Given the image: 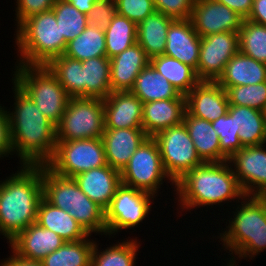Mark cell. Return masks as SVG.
Listing matches in <instances>:
<instances>
[{
    "label": "cell",
    "mask_w": 266,
    "mask_h": 266,
    "mask_svg": "<svg viewBox=\"0 0 266 266\" xmlns=\"http://www.w3.org/2000/svg\"><path fill=\"white\" fill-rule=\"evenodd\" d=\"M12 83L14 106L6 110L13 152L20 158L19 164L45 165L56 150V126L14 81Z\"/></svg>",
    "instance_id": "cell-1"
},
{
    "label": "cell",
    "mask_w": 266,
    "mask_h": 266,
    "mask_svg": "<svg viewBox=\"0 0 266 266\" xmlns=\"http://www.w3.org/2000/svg\"><path fill=\"white\" fill-rule=\"evenodd\" d=\"M42 198V165L20 164L15 174L0 181V235L7 243L36 223Z\"/></svg>",
    "instance_id": "cell-2"
},
{
    "label": "cell",
    "mask_w": 266,
    "mask_h": 266,
    "mask_svg": "<svg viewBox=\"0 0 266 266\" xmlns=\"http://www.w3.org/2000/svg\"><path fill=\"white\" fill-rule=\"evenodd\" d=\"M173 191L177 210L186 211L238 203L245 196L228 161L204 162L178 180Z\"/></svg>",
    "instance_id": "cell-3"
},
{
    "label": "cell",
    "mask_w": 266,
    "mask_h": 266,
    "mask_svg": "<svg viewBox=\"0 0 266 266\" xmlns=\"http://www.w3.org/2000/svg\"><path fill=\"white\" fill-rule=\"evenodd\" d=\"M235 204L233 218L231 215L229 224L226 221V228L217 237L223 243L221 249L232 255L224 266H237L238 258L253 260L266 249V197L244 196Z\"/></svg>",
    "instance_id": "cell-4"
},
{
    "label": "cell",
    "mask_w": 266,
    "mask_h": 266,
    "mask_svg": "<svg viewBox=\"0 0 266 266\" xmlns=\"http://www.w3.org/2000/svg\"><path fill=\"white\" fill-rule=\"evenodd\" d=\"M15 33L16 53H19L16 65L46 66L62 56L68 44L61 36L52 9L28 17L16 27Z\"/></svg>",
    "instance_id": "cell-5"
},
{
    "label": "cell",
    "mask_w": 266,
    "mask_h": 266,
    "mask_svg": "<svg viewBox=\"0 0 266 266\" xmlns=\"http://www.w3.org/2000/svg\"><path fill=\"white\" fill-rule=\"evenodd\" d=\"M43 198L68 212L89 234L106 235L105 210L89 199L74 178L55 174L42 165Z\"/></svg>",
    "instance_id": "cell-6"
},
{
    "label": "cell",
    "mask_w": 266,
    "mask_h": 266,
    "mask_svg": "<svg viewBox=\"0 0 266 266\" xmlns=\"http://www.w3.org/2000/svg\"><path fill=\"white\" fill-rule=\"evenodd\" d=\"M13 80L55 126L70 97L46 66L15 65Z\"/></svg>",
    "instance_id": "cell-7"
},
{
    "label": "cell",
    "mask_w": 266,
    "mask_h": 266,
    "mask_svg": "<svg viewBox=\"0 0 266 266\" xmlns=\"http://www.w3.org/2000/svg\"><path fill=\"white\" fill-rule=\"evenodd\" d=\"M105 130L104 102L96 97H70L56 125L57 141L102 138Z\"/></svg>",
    "instance_id": "cell-8"
},
{
    "label": "cell",
    "mask_w": 266,
    "mask_h": 266,
    "mask_svg": "<svg viewBox=\"0 0 266 266\" xmlns=\"http://www.w3.org/2000/svg\"><path fill=\"white\" fill-rule=\"evenodd\" d=\"M121 183L158 197L165 180L175 183L166 174L158 144L153 137H147L131 156L128 164L120 172ZM164 180V181H163Z\"/></svg>",
    "instance_id": "cell-9"
},
{
    "label": "cell",
    "mask_w": 266,
    "mask_h": 266,
    "mask_svg": "<svg viewBox=\"0 0 266 266\" xmlns=\"http://www.w3.org/2000/svg\"><path fill=\"white\" fill-rule=\"evenodd\" d=\"M45 165L55 174L70 178L105 166L102 138L57 141L54 155Z\"/></svg>",
    "instance_id": "cell-10"
},
{
    "label": "cell",
    "mask_w": 266,
    "mask_h": 266,
    "mask_svg": "<svg viewBox=\"0 0 266 266\" xmlns=\"http://www.w3.org/2000/svg\"><path fill=\"white\" fill-rule=\"evenodd\" d=\"M153 138L158 144L163 168L174 183L204 163L196 152L184 122L159 132Z\"/></svg>",
    "instance_id": "cell-11"
},
{
    "label": "cell",
    "mask_w": 266,
    "mask_h": 266,
    "mask_svg": "<svg viewBox=\"0 0 266 266\" xmlns=\"http://www.w3.org/2000/svg\"><path fill=\"white\" fill-rule=\"evenodd\" d=\"M154 195L121 183L105 210L106 236L121 232L120 230L138 227L151 211Z\"/></svg>",
    "instance_id": "cell-12"
},
{
    "label": "cell",
    "mask_w": 266,
    "mask_h": 266,
    "mask_svg": "<svg viewBox=\"0 0 266 266\" xmlns=\"http://www.w3.org/2000/svg\"><path fill=\"white\" fill-rule=\"evenodd\" d=\"M229 164L245 196L266 197V144L245 146Z\"/></svg>",
    "instance_id": "cell-13"
},
{
    "label": "cell",
    "mask_w": 266,
    "mask_h": 266,
    "mask_svg": "<svg viewBox=\"0 0 266 266\" xmlns=\"http://www.w3.org/2000/svg\"><path fill=\"white\" fill-rule=\"evenodd\" d=\"M239 52L238 32L201 37L196 75L200 81H217L228 61Z\"/></svg>",
    "instance_id": "cell-14"
},
{
    "label": "cell",
    "mask_w": 266,
    "mask_h": 266,
    "mask_svg": "<svg viewBox=\"0 0 266 266\" xmlns=\"http://www.w3.org/2000/svg\"><path fill=\"white\" fill-rule=\"evenodd\" d=\"M200 37L223 32H239L244 18L216 0H196L190 18Z\"/></svg>",
    "instance_id": "cell-15"
},
{
    "label": "cell",
    "mask_w": 266,
    "mask_h": 266,
    "mask_svg": "<svg viewBox=\"0 0 266 266\" xmlns=\"http://www.w3.org/2000/svg\"><path fill=\"white\" fill-rule=\"evenodd\" d=\"M186 111L209 122L228 112L226 91L216 81H200L186 96Z\"/></svg>",
    "instance_id": "cell-16"
},
{
    "label": "cell",
    "mask_w": 266,
    "mask_h": 266,
    "mask_svg": "<svg viewBox=\"0 0 266 266\" xmlns=\"http://www.w3.org/2000/svg\"><path fill=\"white\" fill-rule=\"evenodd\" d=\"M201 37L190 19L174 20L167 31L164 55L189 65L197 72Z\"/></svg>",
    "instance_id": "cell-17"
},
{
    "label": "cell",
    "mask_w": 266,
    "mask_h": 266,
    "mask_svg": "<svg viewBox=\"0 0 266 266\" xmlns=\"http://www.w3.org/2000/svg\"><path fill=\"white\" fill-rule=\"evenodd\" d=\"M103 102L105 129L143 128V103L130 91L111 92Z\"/></svg>",
    "instance_id": "cell-18"
},
{
    "label": "cell",
    "mask_w": 266,
    "mask_h": 266,
    "mask_svg": "<svg viewBox=\"0 0 266 266\" xmlns=\"http://www.w3.org/2000/svg\"><path fill=\"white\" fill-rule=\"evenodd\" d=\"M147 137L143 128L105 129L102 141L107 164L121 172Z\"/></svg>",
    "instance_id": "cell-19"
},
{
    "label": "cell",
    "mask_w": 266,
    "mask_h": 266,
    "mask_svg": "<svg viewBox=\"0 0 266 266\" xmlns=\"http://www.w3.org/2000/svg\"><path fill=\"white\" fill-rule=\"evenodd\" d=\"M65 242L58 234L34 223L11 240L9 246L20 257L41 261Z\"/></svg>",
    "instance_id": "cell-20"
},
{
    "label": "cell",
    "mask_w": 266,
    "mask_h": 266,
    "mask_svg": "<svg viewBox=\"0 0 266 266\" xmlns=\"http://www.w3.org/2000/svg\"><path fill=\"white\" fill-rule=\"evenodd\" d=\"M73 178L81 191L104 210L111 204L116 189L121 184L120 172L108 164Z\"/></svg>",
    "instance_id": "cell-21"
},
{
    "label": "cell",
    "mask_w": 266,
    "mask_h": 266,
    "mask_svg": "<svg viewBox=\"0 0 266 266\" xmlns=\"http://www.w3.org/2000/svg\"><path fill=\"white\" fill-rule=\"evenodd\" d=\"M185 111V95H181L176 99L156 100L143 103V130L148 137H154L167 128L181 124Z\"/></svg>",
    "instance_id": "cell-22"
},
{
    "label": "cell",
    "mask_w": 266,
    "mask_h": 266,
    "mask_svg": "<svg viewBox=\"0 0 266 266\" xmlns=\"http://www.w3.org/2000/svg\"><path fill=\"white\" fill-rule=\"evenodd\" d=\"M150 63L145 50L135 43L110 59L112 92L130 91L139 73Z\"/></svg>",
    "instance_id": "cell-23"
},
{
    "label": "cell",
    "mask_w": 266,
    "mask_h": 266,
    "mask_svg": "<svg viewBox=\"0 0 266 266\" xmlns=\"http://www.w3.org/2000/svg\"><path fill=\"white\" fill-rule=\"evenodd\" d=\"M183 122L196 152L203 162H224L228 157L220 149L219 136L211 122L196 118L185 111Z\"/></svg>",
    "instance_id": "cell-24"
},
{
    "label": "cell",
    "mask_w": 266,
    "mask_h": 266,
    "mask_svg": "<svg viewBox=\"0 0 266 266\" xmlns=\"http://www.w3.org/2000/svg\"><path fill=\"white\" fill-rule=\"evenodd\" d=\"M36 223L58 234L66 242L80 241L90 235L68 212L51 205L44 198L38 205Z\"/></svg>",
    "instance_id": "cell-25"
},
{
    "label": "cell",
    "mask_w": 266,
    "mask_h": 266,
    "mask_svg": "<svg viewBox=\"0 0 266 266\" xmlns=\"http://www.w3.org/2000/svg\"><path fill=\"white\" fill-rule=\"evenodd\" d=\"M265 81L266 64L239 51L228 61L216 82L226 90L228 87L254 85Z\"/></svg>",
    "instance_id": "cell-26"
},
{
    "label": "cell",
    "mask_w": 266,
    "mask_h": 266,
    "mask_svg": "<svg viewBox=\"0 0 266 266\" xmlns=\"http://www.w3.org/2000/svg\"><path fill=\"white\" fill-rule=\"evenodd\" d=\"M174 19L155 11L137 24V43L152 58L163 55L166 47V36Z\"/></svg>",
    "instance_id": "cell-27"
},
{
    "label": "cell",
    "mask_w": 266,
    "mask_h": 266,
    "mask_svg": "<svg viewBox=\"0 0 266 266\" xmlns=\"http://www.w3.org/2000/svg\"><path fill=\"white\" fill-rule=\"evenodd\" d=\"M130 92L136 95L142 103L176 99L181 96L178 90L150 63L139 73Z\"/></svg>",
    "instance_id": "cell-28"
},
{
    "label": "cell",
    "mask_w": 266,
    "mask_h": 266,
    "mask_svg": "<svg viewBox=\"0 0 266 266\" xmlns=\"http://www.w3.org/2000/svg\"><path fill=\"white\" fill-rule=\"evenodd\" d=\"M228 114L240 125L238 134L244 147L266 143L265 112L251 107L229 105Z\"/></svg>",
    "instance_id": "cell-29"
},
{
    "label": "cell",
    "mask_w": 266,
    "mask_h": 266,
    "mask_svg": "<svg viewBox=\"0 0 266 266\" xmlns=\"http://www.w3.org/2000/svg\"><path fill=\"white\" fill-rule=\"evenodd\" d=\"M83 97L105 99L111 92L110 59L106 56L82 61Z\"/></svg>",
    "instance_id": "cell-30"
},
{
    "label": "cell",
    "mask_w": 266,
    "mask_h": 266,
    "mask_svg": "<svg viewBox=\"0 0 266 266\" xmlns=\"http://www.w3.org/2000/svg\"><path fill=\"white\" fill-rule=\"evenodd\" d=\"M150 64L166 78L181 95H187L199 82L196 71L175 58L157 55L150 58Z\"/></svg>",
    "instance_id": "cell-31"
},
{
    "label": "cell",
    "mask_w": 266,
    "mask_h": 266,
    "mask_svg": "<svg viewBox=\"0 0 266 266\" xmlns=\"http://www.w3.org/2000/svg\"><path fill=\"white\" fill-rule=\"evenodd\" d=\"M137 238L118 241L116 244L106 247L105 250L102 249L103 251L99 249V244L95 241L91 266H135L138 249L141 246V242Z\"/></svg>",
    "instance_id": "cell-32"
},
{
    "label": "cell",
    "mask_w": 266,
    "mask_h": 266,
    "mask_svg": "<svg viewBox=\"0 0 266 266\" xmlns=\"http://www.w3.org/2000/svg\"><path fill=\"white\" fill-rule=\"evenodd\" d=\"M92 234L75 242H65L54 252L42 259L43 266H91V255L94 248Z\"/></svg>",
    "instance_id": "cell-33"
},
{
    "label": "cell",
    "mask_w": 266,
    "mask_h": 266,
    "mask_svg": "<svg viewBox=\"0 0 266 266\" xmlns=\"http://www.w3.org/2000/svg\"><path fill=\"white\" fill-rule=\"evenodd\" d=\"M64 55L79 61L106 56L104 30L88 25L67 44Z\"/></svg>",
    "instance_id": "cell-34"
},
{
    "label": "cell",
    "mask_w": 266,
    "mask_h": 266,
    "mask_svg": "<svg viewBox=\"0 0 266 266\" xmlns=\"http://www.w3.org/2000/svg\"><path fill=\"white\" fill-rule=\"evenodd\" d=\"M104 33L106 57L109 59L137 43V24L117 13Z\"/></svg>",
    "instance_id": "cell-35"
},
{
    "label": "cell",
    "mask_w": 266,
    "mask_h": 266,
    "mask_svg": "<svg viewBox=\"0 0 266 266\" xmlns=\"http://www.w3.org/2000/svg\"><path fill=\"white\" fill-rule=\"evenodd\" d=\"M46 67L57 78L69 97H83L82 61L63 54L52 59Z\"/></svg>",
    "instance_id": "cell-36"
},
{
    "label": "cell",
    "mask_w": 266,
    "mask_h": 266,
    "mask_svg": "<svg viewBox=\"0 0 266 266\" xmlns=\"http://www.w3.org/2000/svg\"><path fill=\"white\" fill-rule=\"evenodd\" d=\"M238 35L239 51L266 64V26L244 19Z\"/></svg>",
    "instance_id": "cell-37"
},
{
    "label": "cell",
    "mask_w": 266,
    "mask_h": 266,
    "mask_svg": "<svg viewBox=\"0 0 266 266\" xmlns=\"http://www.w3.org/2000/svg\"><path fill=\"white\" fill-rule=\"evenodd\" d=\"M61 36L67 43L80 35L88 26L87 15L81 13L68 0H57L52 7Z\"/></svg>",
    "instance_id": "cell-38"
},
{
    "label": "cell",
    "mask_w": 266,
    "mask_h": 266,
    "mask_svg": "<svg viewBox=\"0 0 266 266\" xmlns=\"http://www.w3.org/2000/svg\"><path fill=\"white\" fill-rule=\"evenodd\" d=\"M229 105L251 107L262 112L266 110V81L254 85L228 87Z\"/></svg>",
    "instance_id": "cell-39"
},
{
    "label": "cell",
    "mask_w": 266,
    "mask_h": 266,
    "mask_svg": "<svg viewBox=\"0 0 266 266\" xmlns=\"http://www.w3.org/2000/svg\"><path fill=\"white\" fill-rule=\"evenodd\" d=\"M212 127L219 136L221 151L230 158L240 148L244 147L239 139L240 125L236 123L228 112L211 122Z\"/></svg>",
    "instance_id": "cell-40"
},
{
    "label": "cell",
    "mask_w": 266,
    "mask_h": 266,
    "mask_svg": "<svg viewBox=\"0 0 266 266\" xmlns=\"http://www.w3.org/2000/svg\"><path fill=\"white\" fill-rule=\"evenodd\" d=\"M117 14L138 24L156 11L154 0H115Z\"/></svg>",
    "instance_id": "cell-41"
},
{
    "label": "cell",
    "mask_w": 266,
    "mask_h": 266,
    "mask_svg": "<svg viewBox=\"0 0 266 266\" xmlns=\"http://www.w3.org/2000/svg\"><path fill=\"white\" fill-rule=\"evenodd\" d=\"M117 13L115 0H96L88 12V25L105 30Z\"/></svg>",
    "instance_id": "cell-42"
},
{
    "label": "cell",
    "mask_w": 266,
    "mask_h": 266,
    "mask_svg": "<svg viewBox=\"0 0 266 266\" xmlns=\"http://www.w3.org/2000/svg\"><path fill=\"white\" fill-rule=\"evenodd\" d=\"M196 0H154L156 11L174 20H186L191 18Z\"/></svg>",
    "instance_id": "cell-43"
},
{
    "label": "cell",
    "mask_w": 266,
    "mask_h": 266,
    "mask_svg": "<svg viewBox=\"0 0 266 266\" xmlns=\"http://www.w3.org/2000/svg\"><path fill=\"white\" fill-rule=\"evenodd\" d=\"M16 9L14 13L16 15V26L28 17L49 11L52 9L57 0H15Z\"/></svg>",
    "instance_id": "cell-44"
},
{
    "label": "cell",
    "mask_w": 266,
    "mask_h": 266,
    "mask_svg": "<svg viewBox=\"0 0 266 266\" xmlns=\"http://www.w3.org/2000/svg\"><path fill=\"white\" fill-rule=\"evenodd\" d=\"M0 104V159L14 155L11 139L9 117L5 106ZM2 157V158H1Z\"/></svg>",
    "instance_id": "cell-45"
},
{
    "label": "cell",
    "mask_w": 266,
    "mask_h": 266,
    "mask_svg": "<svg viewBox=\"0 0 266 266\" xmlns=\"http://www.w3.org/2000/svg\"><path fill=\"white\" fill-rule=\"evenodd\" d=\"M216 1L228 6L230 9L237 12L244 19H247L251 14L254 0H216Z\"/></svg>",
    "instance_id": "cell-46"
},
{
    "label": "cell",
    "mask_w": 266,
    "mask_h": 266,
    "mask_svg": "<svg viewBox=\"0 0 266 266\" xmlns=\"http://www.w3.org/2000/svg\"><path fill=\"white\" fill-rule=\"evenodd\" d=\"M247 20L266 26V0L253 1V8Z\"/></svg>",
    "instance_id": "cell-47"
},
{
    "label": "cell",
    "mask_w": 266,
    "mask_h": 266,
    "mask_svg": "<svg viewBox=\"0 0 266 266\" xmlns=\"http://www.w3.org/2000/svg\"><path fill=\"white\" fill-rule=\"evenodd\" d=\"M11 252L13 255L5 258L3 261L1 260L0 266H43L42 261L25 259L16 254L12 249Z\"/></svg>",
    "instance_id": "cell-48"
},
{
    "label": "cell",
    "mask_w": 266,
    "mask_h": 266,
    "mask_svg": "<svg viewBox=\"0 0 266 266\" xmlns=\"http://www.w3.org/2000/svg\"><path fill=\"white\" fill-rule=\"evenodd\" d=\"M81 13L88 14L96 0H68Z\"/></svg>",
    "instance_id": "cell-49"
}]
</instances>
